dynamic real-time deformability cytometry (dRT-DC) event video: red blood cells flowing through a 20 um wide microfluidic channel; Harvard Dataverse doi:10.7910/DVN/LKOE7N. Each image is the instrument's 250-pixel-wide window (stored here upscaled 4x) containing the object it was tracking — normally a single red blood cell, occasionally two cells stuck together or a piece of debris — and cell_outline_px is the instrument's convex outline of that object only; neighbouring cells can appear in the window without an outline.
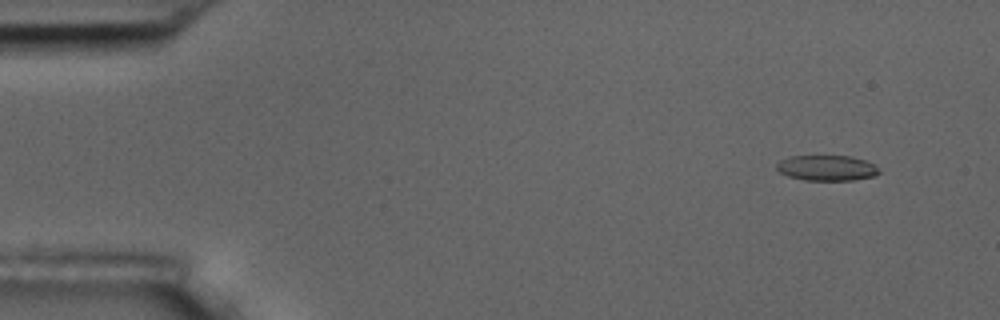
{"species": "common noctule bat (a hibernating species)", "species_latin": "Nyctalus noctula", "temperature_condition": "room temperature", "stored_images_in_passage": 5, "camera_frame_rate_fps": 3000, "um_per_image_px": 0.085, "animal": {"sex": "male", "body_mass_g": 17.5, "forearm_length_mm": 52.3}, "frame": {"image": 1, "passage_image": 1, "time_ms": 0.0, "image_size_px": [1000, 320], "cell_outline_px": [[880, 172], [872, 176], [852, 180], [804, 180], [788, 176], [780, 172], [776, 168], [776, 164], [780, 160], [788, 156], [852, 156], [876, 164]], "centroid_in_image_um": [70.26, 14.27], "position_along_channel_um": 14.7, "area_um2": 15.2}}
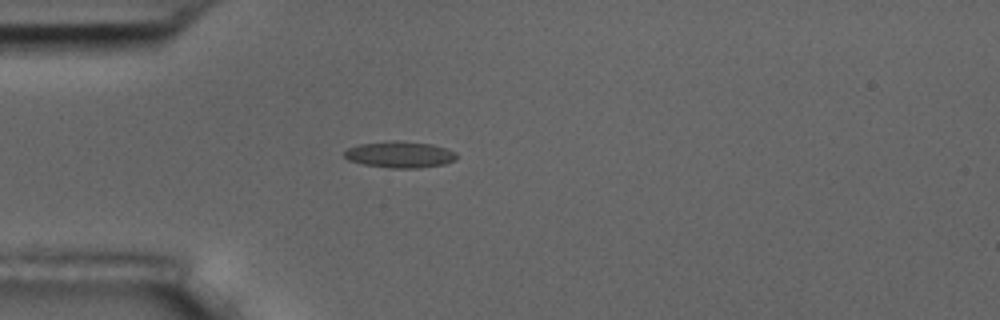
{"frame": {"image": 2, "passage_image": 4, "time_ms": 3.667, "image_size_px": [1000, 320], "cell_outline_px": [[460, 156], [456, 160], [444, 164], [420, 168], [388, 168], [364, 164], [348, 160], [344, 156], [344, 152], [348, 148], [360, 144], [392, 140], [396, 140], [432, 144], [456, 152]], "centroid_in_image_um": [34.02, 13.14], "position_along_channel_um": 51.0, "area_um2": 17.4}}